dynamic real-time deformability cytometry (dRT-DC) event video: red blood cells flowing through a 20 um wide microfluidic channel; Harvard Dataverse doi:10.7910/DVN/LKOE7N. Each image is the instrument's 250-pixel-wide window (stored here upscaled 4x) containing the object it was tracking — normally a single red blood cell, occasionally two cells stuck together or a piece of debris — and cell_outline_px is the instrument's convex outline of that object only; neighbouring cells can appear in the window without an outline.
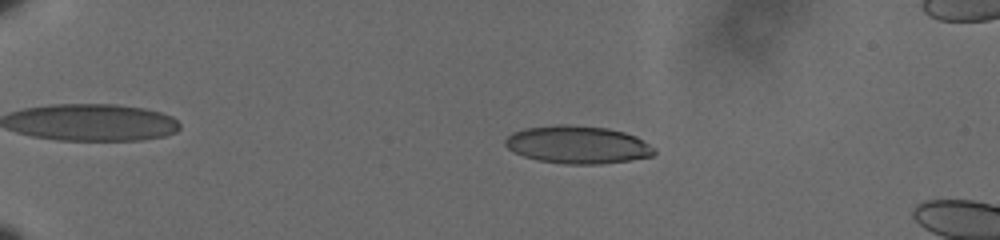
{"species": "human", "species_latin": "Homo sapiens", "temperature_condition": "cold", "stored_images_in_passage": 10, "camera_frame_rate_fps": 3000, "um_per_image_px": 0.085, "donor": {"sex": "male"}, "frame": {"image": 1, "passage_image": 5, "time_ms": 1.333, "image_size_px": [1000, 240], "cell_outline_px": [[656, 152], [652, 156], [628, 160], [600, 164], [564, 164], [536, 160], [512, 152], [504, 144], [504, 140], [512, 132], [524, 128], [556, 124], [568, 124], [608, 128], [624, 132], [636, 136], [656, 148]], "centroid_in_image_um": [49.07, 12.29], "position_along_channel_um": 35.9, "area_um2": 33.06}}
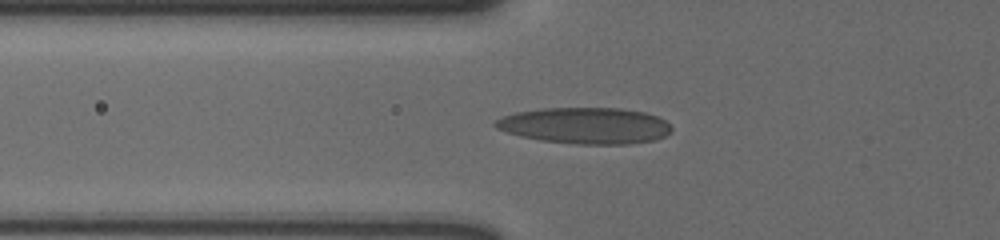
{"frame": {"image": 2, "passage_image": 9, "time_ms": 2.667, "image_size_px": [1000, 240], "cell_outline_px": [[672, 128], [664, 136], [656, 140], [628, 144], [572, 144], [540, 140], [520, 136], [496, 128], [492, 124], [496, 120], [504, 116], [516, 112], [544, 108], [620, 108], [644, 112], [656, 116], [664, 120]], "centroid_in_image_um": [49.73, 10.68], "position_along_channel_um": 76.1, "area_um2": 37.17}}